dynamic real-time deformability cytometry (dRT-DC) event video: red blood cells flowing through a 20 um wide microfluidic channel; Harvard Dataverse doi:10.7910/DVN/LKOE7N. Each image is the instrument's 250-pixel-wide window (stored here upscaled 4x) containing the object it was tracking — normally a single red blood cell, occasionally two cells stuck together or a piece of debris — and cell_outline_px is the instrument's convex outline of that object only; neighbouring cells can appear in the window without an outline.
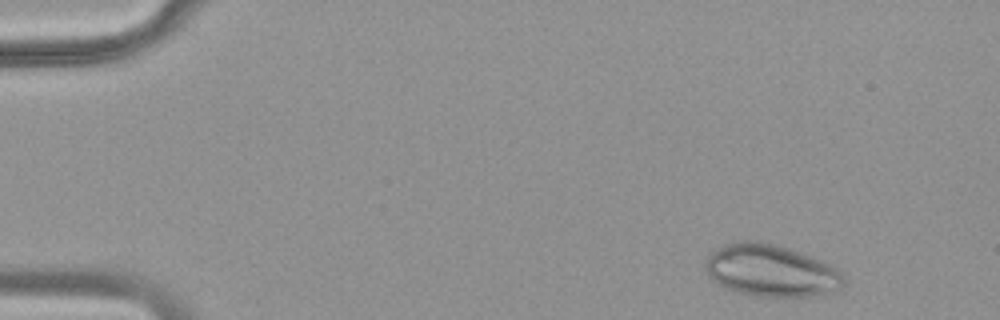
{"species": "common noctule bat (a hibernating species)", "species_latin": "Nyctalus noctula", "temperature_condition": "warm", "stored_images_in_passage": 42, "camera_frame_rate_fps": 3000, "um_per_image_px": 0.085, "animal": {"sex": "female", "body_mass_g": 18.4}, "frame": {"image": 1, "passage_image": 2, "time_ms": 0.333, "image_size_px": [1000, 320], "cell_outline_px": [[844, 284], [840, 292], [816, 296], [756, 296], [724, 288], [712, 280], [704, 268], [704, 260], [716, 248], [724, 244], [736, 240], [756, 240], [776, 244], [812, 256], [832, 264], [840, 268], [844, 276]], "centroid_in_image_um": [65.58, 22.99], "position_along_channel_um": 19.4, "area_um2": 42.89}}
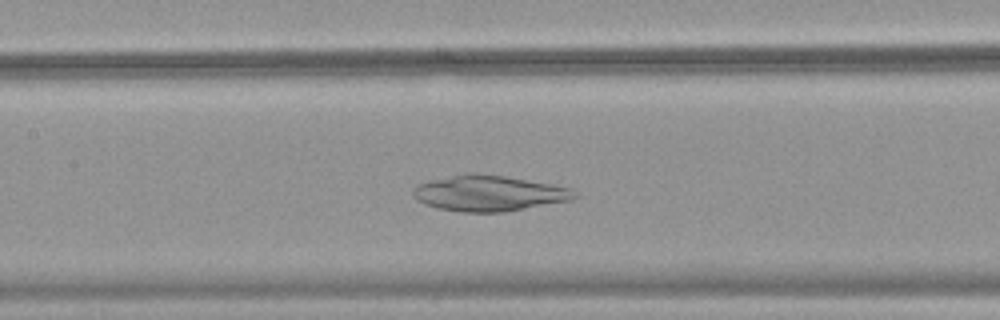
{"frame": {"image": 2, "passage_image": 21, "time_ms": 6.667, "image_size_px": [1000, 320], "cell_outline_px": [[580, 196], [572, 200], [504, 212], [460, 212], [436, 208], [424, 204], [416, 200], [412, 196], [412, 192], [420, 184], [428, 180], [452, 176], [504, 176], [552, 184], [572, 188]], "centroid_in_image_um": [41.6, 16.47], "position_along_channel_um": 165.8, "area_um2": 32.95}}
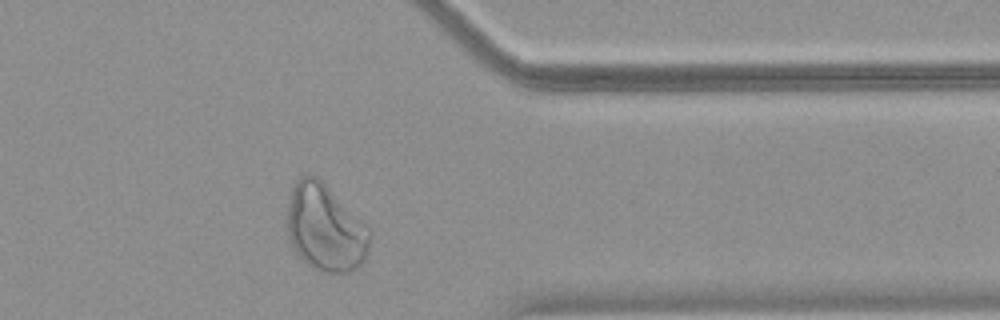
{"frame": {"image": 3, "passage_image": 38, "time_ms": 12.333, "image_size_px": [1000, 320], "cell_outline_px": [[372, 232], [368, 252], [360, 264], [356, 268], [348, 272], [328, 272], [316, 268], [308, 264], [296, 252], [288, 236], [288, 196], [296, 180], [300, 176], [316, 176], [368, 224]], "centroid_in_image_um": [27.68, 19.35], "position_along_channel_um": 383.7, "area_um2": 41.67}}